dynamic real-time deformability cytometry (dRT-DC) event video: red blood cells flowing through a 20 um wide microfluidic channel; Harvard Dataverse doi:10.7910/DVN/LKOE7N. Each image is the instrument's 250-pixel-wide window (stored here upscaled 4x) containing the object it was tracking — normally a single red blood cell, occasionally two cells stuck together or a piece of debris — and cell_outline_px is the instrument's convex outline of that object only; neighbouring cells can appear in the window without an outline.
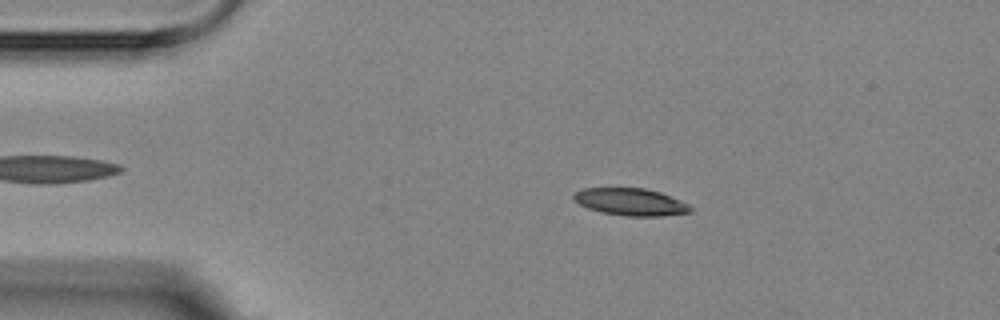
{"species": "Egyptian fruit bat (a non-hibernating species)", "species_latin": "Rousettus aegyptiacus", "temperature_condition": "room temperature", "stored_images_in_passage": 5, "camera_frame_rate_fps": 3000, "um_per_image_px": 0.085, "animal": {"sex": "female"}, "frame": {"image": 1, "passage_image": 2, "time_ms": 1.333, "image_size_px": [1000, 320], "cell_outline_px": [[692, 212], [660, 216], [628, 216], [600, 212], [588, 208], [572, 200], [572, 196], [576, 192], [584, 188], [644, 188], [660, 192], [680, 200], [688, 204], [692, 208]], "centroid_in_image_um": [53.59, 17.16], "position_along_channel_um": 31.4, "area_um2": 18.5}}
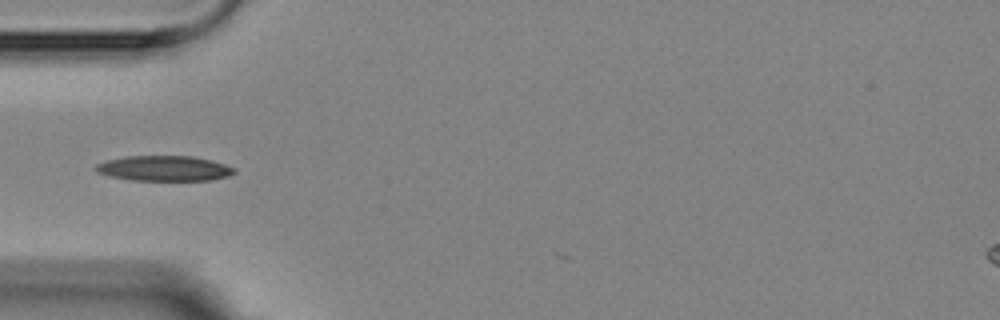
{"frame": {"image": 2, "passage_image": 4, "time_ms": 3.667, "image_size_px": [1000, 320], "cell_outline_px": [[236, 172], [228, 176], [208, 180], [132, 180], [108, 176], [96, 172], [92, 168], [96, 164], [108, 160], [124, 156], [192, 156], [224, 164], [236, 168]], "centroid_in_image_um": [13.9, 14.31], "position_along_channel_um": 71.1, "area_um2": 20.35}}